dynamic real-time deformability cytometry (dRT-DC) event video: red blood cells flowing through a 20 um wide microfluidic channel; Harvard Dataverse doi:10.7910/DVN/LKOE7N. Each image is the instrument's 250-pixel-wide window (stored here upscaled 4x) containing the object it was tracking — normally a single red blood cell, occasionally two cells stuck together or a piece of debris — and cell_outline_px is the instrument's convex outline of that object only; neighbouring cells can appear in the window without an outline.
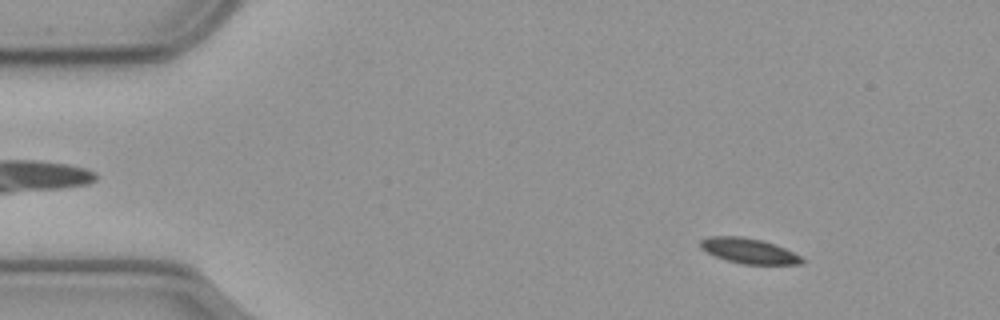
{"species": "common noctule bat (a hibernating species)", "species_latin": "Nyctalus noctula", "temperature_condition": "cold", "stored_images_in_passage": 58, "camera_frame_rate_fps": 3000, "um_per_image_px": 0.085, "animal": {"sex": "male", "body_mass_g": 23.1, "forearm_length_mm": 52.7}, "frame": {"image": 1, "passage_image": 7, "time_ms": 2.0, "image_size_px": [1000, 320], "cell_outline_px": [[804, 264], [744, 264], [728, 260], [716, 256], [700, 248], [700, 240], [708, 236], [740, 236], [760, 240], [784, 248], [800, 256], [804, 260]], "centroid_in_image_um": [63.63, 21.32], "position_along_channel_um": 21.4, "area_um2": 14.62}}
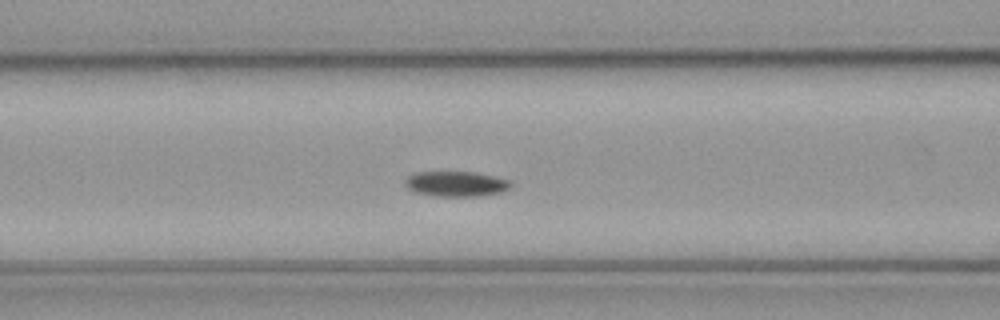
{"frame": {"image": 2, "passage_image": 23, "time_ms": 7.333, "image_size_px": [1000, 320], "cell_outline_px": [[512, 188], [500, 192], [480, 196], [432, 196], [416, 192], [408, 188], [404, 184], [404, 180], [408, 176], [416, 172], [476, 172], [496, 176], [512, 180]], "centroid_in_image_um": [38.81, 15.62], "position_along_channel_um": 127.8, "area_um2": 15.78}}
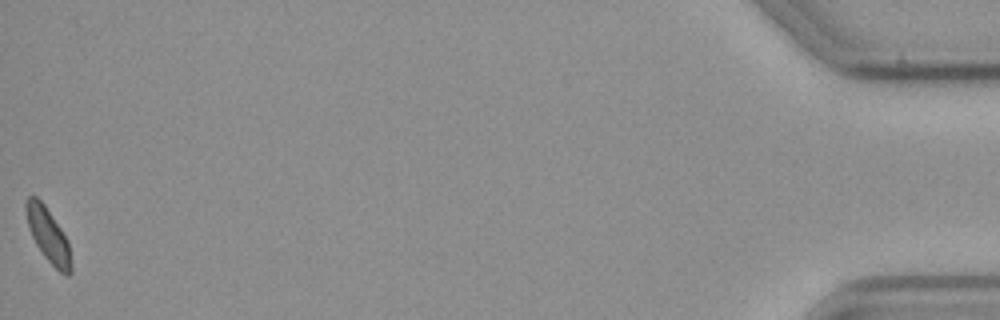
{"frame": {"image": 3, "passage_image": 58, "time_ms": 19.0, "image_size_px": [1000, 320], "cell_outline_px": [[72, 272], [68, 276], [64, 276], [44, 256], [36, 244], [28, 228], [24, 208], [24, 204], [28, 196], [36, 196], [44, 204], [68, 240], [72, 264]], "centroid_in_image_um": [4.09, 20.0], "position_along_channel_um": 431.1, "area_um2": 14.28}, "authors_computed_cell_mechanics": {"area_um2": 14.9991, "velocity_mm_per_s": 3.5222, "shape_relaxation_time_tau1_ms": 5.1388, "shape_relaxation_time_tau2_ms": null, "deformation_change_tau1": 0.1476, "deformation_change_tau2": null}}